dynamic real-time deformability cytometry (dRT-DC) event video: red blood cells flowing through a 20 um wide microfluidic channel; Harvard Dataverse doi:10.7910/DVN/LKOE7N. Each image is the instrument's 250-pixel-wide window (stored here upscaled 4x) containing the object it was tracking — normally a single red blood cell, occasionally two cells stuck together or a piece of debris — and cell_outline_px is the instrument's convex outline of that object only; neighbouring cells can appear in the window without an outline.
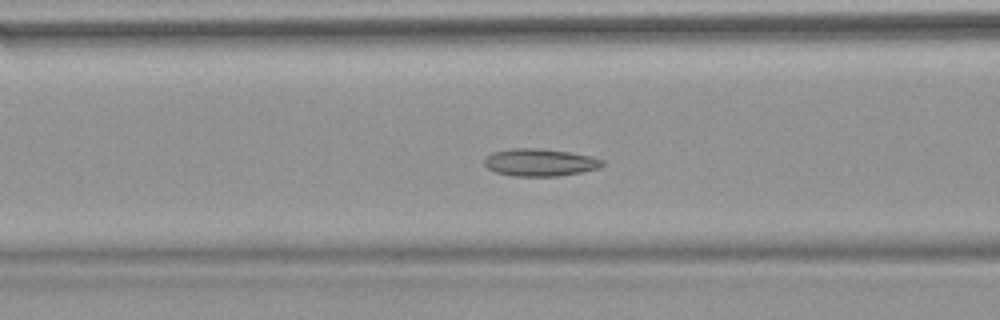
{"species": "common noctule bat (a hibernating species)", "species_latin": "Nyctalus noctula", "temperature_condition": "warm", "stored_images_in_passage": 38, "camera_frame_rate_fps": 3000, "um_per_image_px": 0.085, "animal": {"sex": "female", "body_mass_g": 18.4}, "frame": {"image": 1, "passage_image": 6, "time_ms": 1.667, "image_size_px": [1000, 320], "cell_outline_px": [[604, 164], [600, 168], [580, 172], [556, 176], [512, 176], [496, 172], [488, 168], [484, 164], [484, 156], [492, 152], [508, 148], [540, 148], [572, 152], [592, 156], [604, 160]], "centroid_in_image_um": [45.88, 13.79], "position_along_channel_um": 120.7, "area_um2": 19.13}}
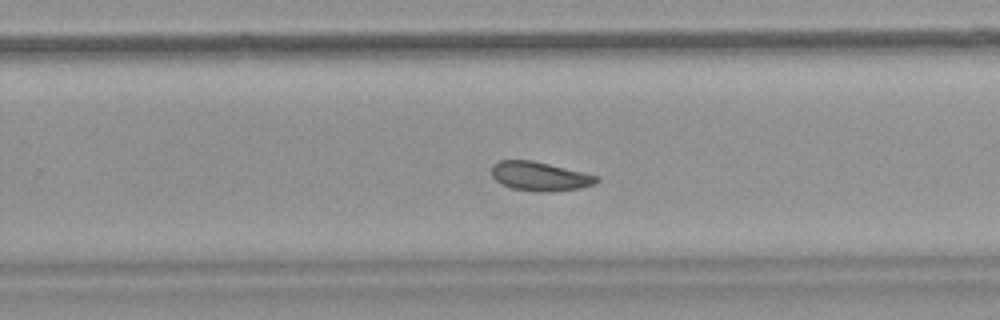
{"frame": {"image": 2, "passage_image": 19, "time_ms": 6.0, "image_size_px": [1000, 320], "cell_outline_px": [[600, 180], [592, 184], [580, 188], [544, 192], [540, 192], [512, 188], [500, 184], [492, 176], [492, 164], [500, 160], [532, 160], [600, 176]], "centroid_in_image_um": [45.87, 14.98], "position_along_channel_um": 283.9, "area_um2": 17.69}}
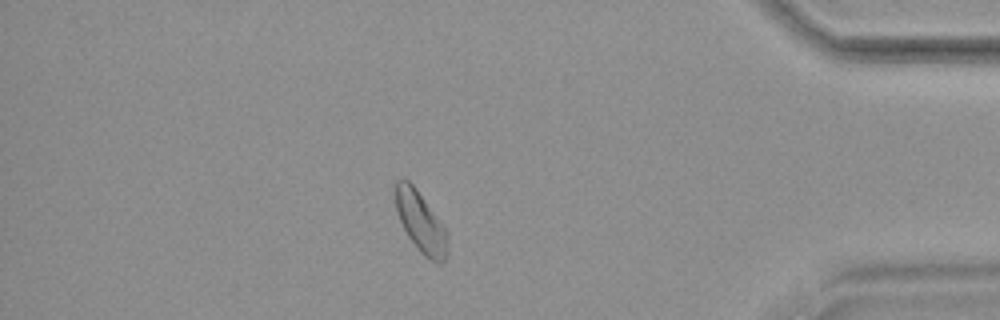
{"frame": {"image": 3, "passage_image": 31, "time_ms": 10.0, "image_size_px": [1000, 320], "cell_outline_px": [[448, 256], [440, 264], [424, 256], [420, 252], [408, 236], [396, 212], [396, 180], [408, 180], [416, 188], [440, 220], [448, 232]], "centroid_in_image_um": [35.8, 18.92], "position_along_channel_um": 399.4, "area_um2": 18.32}, "authors_computed_cell_mechanics": {"area_um2": 18.0914, "velocity_mm_per_s": 3.7847, "shape_relaxation_time_tau1_ms": 4.8073, "shape_relaxation_time_tau2_ms": 7.6768, "deformation_change_tau1": 0.1115, "deformation_change_tau2": 0.1408}}